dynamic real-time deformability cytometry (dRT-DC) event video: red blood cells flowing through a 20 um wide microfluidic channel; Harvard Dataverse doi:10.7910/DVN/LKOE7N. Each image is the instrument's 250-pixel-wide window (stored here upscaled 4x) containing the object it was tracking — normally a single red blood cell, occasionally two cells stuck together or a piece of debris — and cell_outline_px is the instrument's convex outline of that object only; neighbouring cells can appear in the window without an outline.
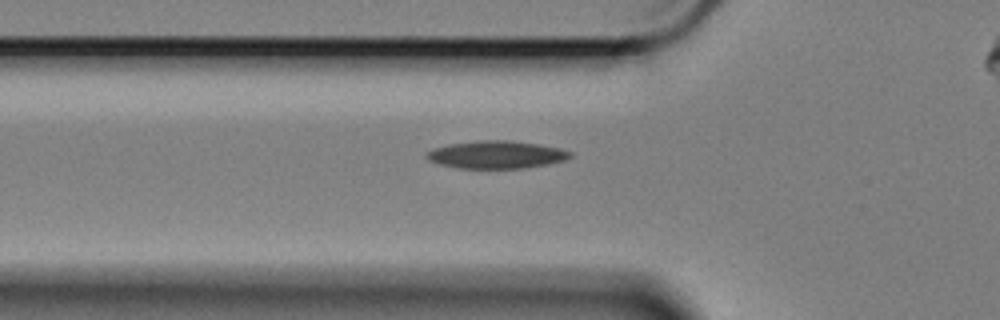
{"species": "Egyptian fruit bat (a non-hibernating species)", "species_latin": "Rousettus aegyptiacus", "temperature_condition": "cold", "stored_images_in_passage": 19, "camera_frame_rate_fps": 3000, "um_per_image_px": 0.085, "animal": {"sex": "female"}, "frame": {"image": 1, "passage_image": 2, "time_ms": 0.333, "image_size_px": [1000, 320], "cell_outline_px": [[572, 156], [564, 160], [548, 164], [528, 168], [456, 168], [440, 164], [428, 160], [424, 156], [432, 148], [448, 144], [476, 140], [508, 140], [540, 144], [560, 148], [572, 152]], "centroid_in_image_um": [42.18, 13.14], "position_along_channel_um": 83.6, "area_um2": 23.35}}
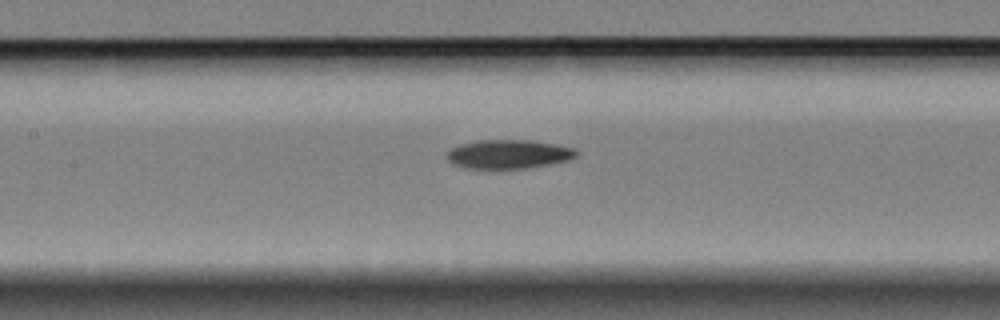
{"frame": {"image": 2, "passage_image": 9, "time_ms": 2.667, "image_size_px": [1000, 320], "cell_outline_px": [[580, 152], [576, 156], [568, 160], [528, 168], [464, 168], [452, 164], [448, 160], [448, 152], [452, 148], [460, 144], [480, 140], [532, 140], [556, 144], [576, 148]], "centroid_in_image_um": [43.26, 13.09], "position_along_channel_um": 164.1, "area_um2": 21.79}}
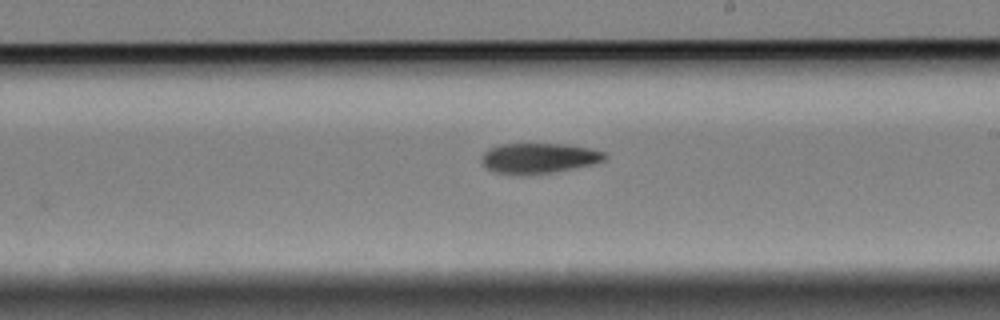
{"frame": {"image": 3, "passage_image": 16, "time_ms": 5.0, "image_size_px": [1000, 320], "cell_outline_px": [[608, 156], [604, 160], [592, 164], [552, 172], [520, 176], [496, 172], [488, 168], [480, 160], [484, 152], [488, 148], [500, 144], [568, 144], [588, 148], [604, 152]], "centroid_in_image_um": [45.77, 13.44], "position_along_channel_um": 243.2, "area_um2": 21.73}}